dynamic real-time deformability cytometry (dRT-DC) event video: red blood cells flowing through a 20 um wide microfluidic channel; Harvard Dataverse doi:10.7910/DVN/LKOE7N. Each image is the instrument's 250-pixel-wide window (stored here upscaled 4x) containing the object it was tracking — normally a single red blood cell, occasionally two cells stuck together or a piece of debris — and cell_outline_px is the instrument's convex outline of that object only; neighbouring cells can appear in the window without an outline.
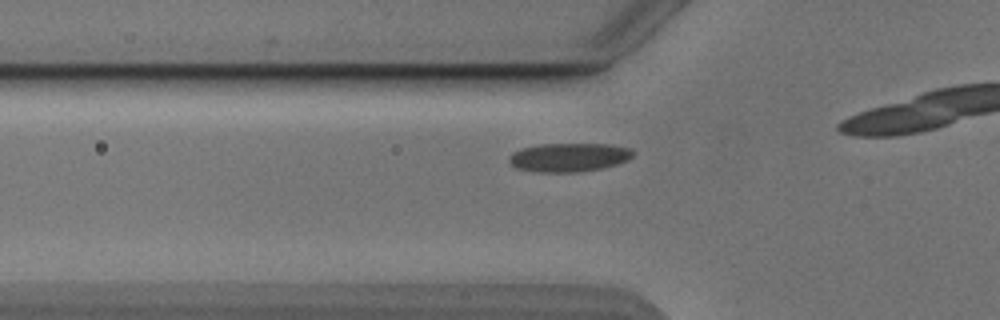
{"species": "Egyptian fruit bat (a non-hibernating species)", "species_latin": "Rousettus aegyptiacus", "temperature_condition": "cold", "stored_images_in_passage": 17, "camera_frame_rate_fps": 3000, "um_per_image_px": 0.085, "animal": {"sex": "male"}, "frame": {"image": 1, "passage_image": 12, "time_ms": 3.667, "image_size_px": [1000, 320], "cell_outline_px": [[632, 156], [628, 160], [616, 164], [600, 168], [580, 172], [536, 172], [516, 168], [508, 160], [508, 156], [512, 152], [520, 148], [540, 144], [608, 144], [632, 148]], "centroid_in_image_um": [48.32, 13.37], "position_along_channel_um": 77.5, "area_um2": 20.81}}
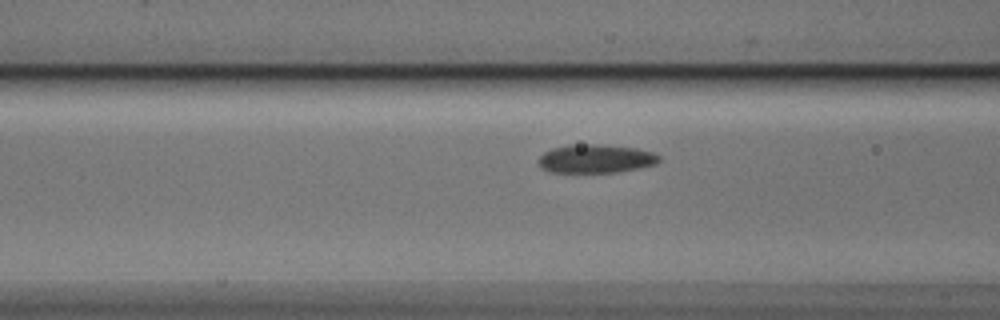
{"frame": {"image": 2, "passage_image": 15, "time_ms": 4.667, "image_size_px": [1000, 320], "cell_outline_px": [[660, 160], [656, 164], [640, 168], [616, 172], [552, 172], [540, 168], [540, 156], [544, 152], [552, 148], [568, 144], [596, 144], [636, 148], [652, 152], [660, 156]], "centroid_in_image_um": [50.64, 13.48], "position_along_channel_um": 116.0, "area_um2": 20.06}}